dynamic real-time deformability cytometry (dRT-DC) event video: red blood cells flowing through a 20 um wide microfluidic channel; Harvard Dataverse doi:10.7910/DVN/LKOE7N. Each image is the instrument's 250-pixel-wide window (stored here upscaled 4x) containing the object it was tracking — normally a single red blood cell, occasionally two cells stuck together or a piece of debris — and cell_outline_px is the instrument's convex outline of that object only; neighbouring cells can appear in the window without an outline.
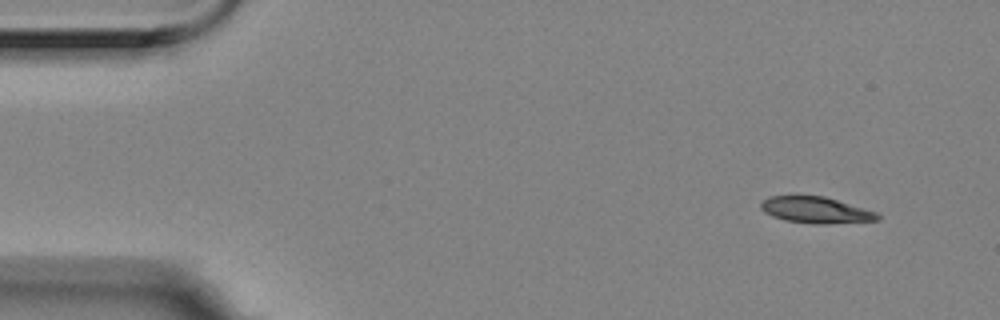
{"species": "Egyptian fruit bat (a non-hibernating species)", "species_latin": "Rousettus aegyptiacus", "temperature_condition": "room temperature", "stored_images_in_passage": 4, "camera_frame_rate_fps": 3000, "um_per_image_px": 0.085, "animal": {"sex": "female"}, "frame": {"image": 1, "passage_image": 1, "time_ms": 0.0, "image_size_px": [1000, 320], "cell_outline_px": [[880, 220], [828, 224], [812, 224], [784, 220], [772, 216], [764, 212], [760, 208], [760, 204], [768, 196], [824, 196], [876, 212], [880, 216]], "centroid_in_image_um": [69.33, 17.86], "position_along_channel_um": 15.7, "area_um2": 17.86}}
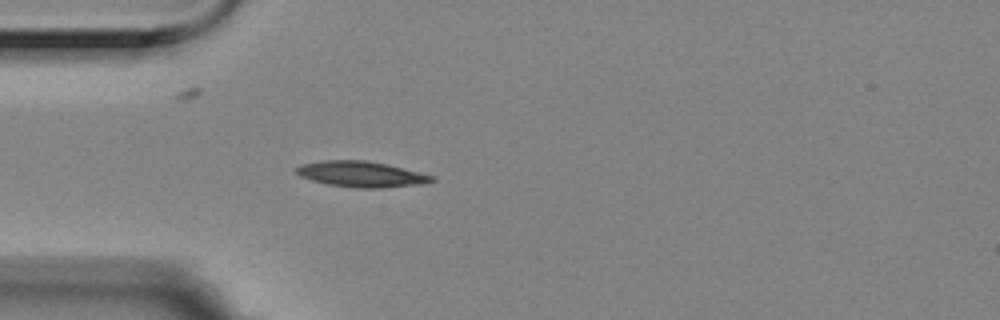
{"frame": {"image": 2, "passage_image": 4, "time_ms": 1.0, "image_size_px": [1000, 320], "cell_outline_px": [[436, 180], [428, 184], [380, 188], [356, 188], [328, 184], [312, 180], [300, 176], [296, 172], [296, 168], [300, 164], [320, 160], [364, 160], [388, 164], [436, 176]], "centroid_in_image_um": [30.77, 14.8], "position_along_channel_um": 54.2, "area_um2": 20.63}}